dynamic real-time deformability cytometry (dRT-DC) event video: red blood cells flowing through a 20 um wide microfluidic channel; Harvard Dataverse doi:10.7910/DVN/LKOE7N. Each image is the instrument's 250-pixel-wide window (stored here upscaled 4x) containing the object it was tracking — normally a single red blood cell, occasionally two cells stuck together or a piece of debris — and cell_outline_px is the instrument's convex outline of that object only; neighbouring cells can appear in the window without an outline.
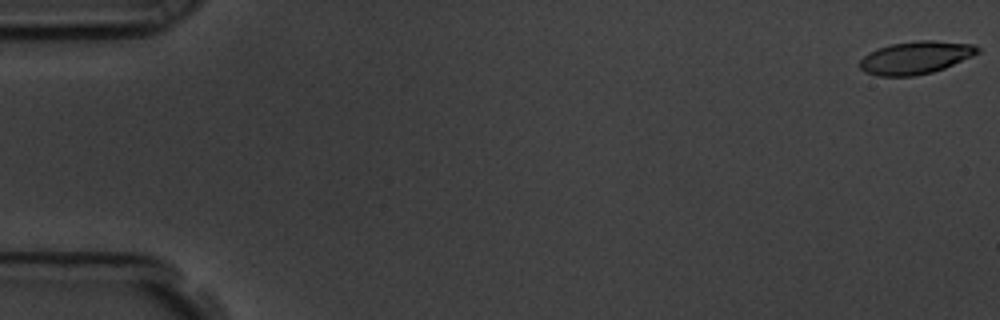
{"species": "common noctule bat (a hibernating species)", "species_latin": "Nyctalus noctula", "temperature_condition": "room temperature", "stored_images_in_passage": 57, "camera_frame_rate_fps": 3000, "um_per_image_px": 0.085, "animal": {"sex": "male", "body_mass_g": 19.5, "forearm_length_mm": 54.6}, "frame": {"image": 1, "passage_image": 1, "time_ms": 0.0, "image_size_px": [1000, 320], "cell_outline_px": [[980, 52], [972, 56], [944, 68], [932, 72], [912, 76], [876, 76], [864, 72], [856, 64], [868, 52], [892, 44], [920, 40], [932, 40], [972, 44], [980, 48]], "centroid_in_image_um": [77.79, 4.91], "position_along_channel_um": 7.2, "area_um2": 22.43}}
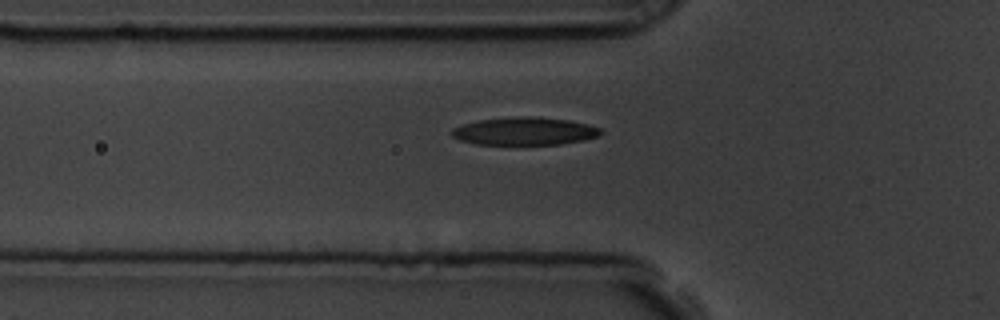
{"frame": {"image": 2, "passage_image": 20, "time_ms": 6.333, "image_size_px": [1000, 320], "cell_outline_px": [[604, 132], [600, 136], [584, 140], [560, 144], [476, 144], [460, 140], [452, 136], [448, 132], [452, 128], [464, 124], [480, 120], [520, 116], [532, 116], [568, 120], [588, 124], [600, 128]], "centroid_in_image_um": [44.6, 11.15], "position_along_channel_um": 81.2, "area_um2": 24.16}}
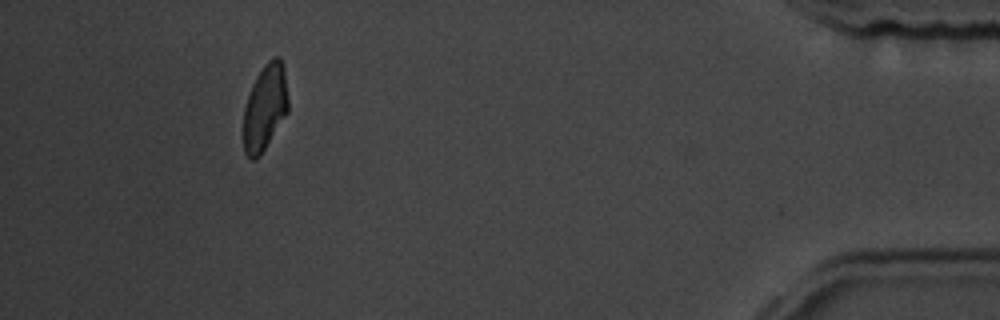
{"frame": {"image": 3, "passage_image": 53, "time_ms": 17.333, "image_size_px": [1000, 320], "cell_outline_px": [[288, 112], [260, 156], [256, 160], [252, 160], [244, 152], [244, 108], [248, 92], [256, 76], [264, 64], [272, 56], [280, 56], [284, 68], [288, 100]], "centroid_in_image_um": [22.52, 9.11], "position_along_channel_um": 412.7, "area_um2": 22.6}, "authors_computed_cell_mechanics": {"area_um2": 23.5824, "velocity_mm_per_s": 3.5721, "shape_relaxation_time_tau1_ms": 4.1372, "shape_relaxation_time_tau2_ms": 2.4538, "deformation_change_tau1": 0.1512, "deformation_change_tau2": 0.0708}}